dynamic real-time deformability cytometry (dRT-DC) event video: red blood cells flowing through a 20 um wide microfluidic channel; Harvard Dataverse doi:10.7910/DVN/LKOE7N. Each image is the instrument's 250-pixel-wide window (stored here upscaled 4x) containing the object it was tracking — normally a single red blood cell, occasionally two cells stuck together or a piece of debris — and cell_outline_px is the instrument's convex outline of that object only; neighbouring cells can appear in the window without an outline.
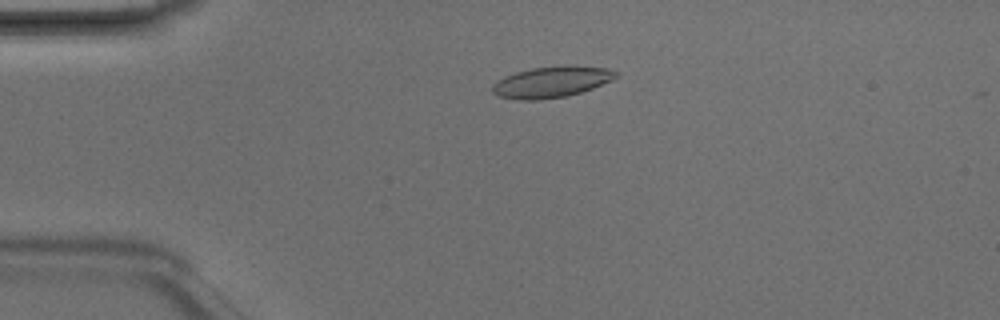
{"species": "Egyptian fruit bat (a non-hibernating species)", "species_latin": "Rousettus aegyptiacus", "temperature_condition": "room temperature", "stored_images_in_passage": 8, "camera_frame_rate_fps": 3000, "um_per_image_px": 0.085, "animal": {"sex": "male"}, "frame": {"image": 1, "passage_image": 4, "time_ms": 1.0, "image_size_px": [1000, 320], "cell_outline_px": [[620, 72], [612, 80], [592, 88], [580, 92], [564, 96], [540, 100], [520, 100], [500, 96], [492, 92], [492, 84], [504, 76], [516, 72], [532, 68], [608, 68]], "centroid_in_image_um": [46.82, 7.01], "position_along_channel_um": 38.2, "area_um2": 21.39}}
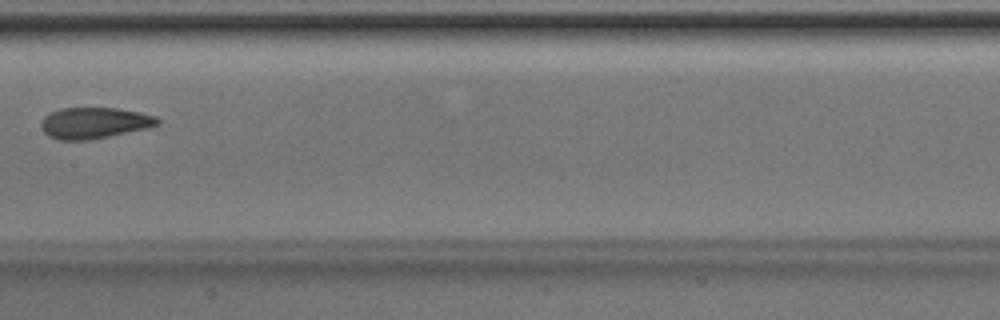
{"frame": {"image": 2, "passage_image": 8, "time_ms": 2.333, "image_size_px": [1000, 320], "cell_outline_px": [[160, 124], [148, 128], [88, 140], [60, 140], [48, 136], [40, 128], [40, 120], [44, 116], [60, 108], [116, 108], [140, 112], [156, 116], [160, 120]], "centroid_in_image_um": [8.0, 10.45], "position_along_channel_um": 199.4, "area_um2": 21.21}}